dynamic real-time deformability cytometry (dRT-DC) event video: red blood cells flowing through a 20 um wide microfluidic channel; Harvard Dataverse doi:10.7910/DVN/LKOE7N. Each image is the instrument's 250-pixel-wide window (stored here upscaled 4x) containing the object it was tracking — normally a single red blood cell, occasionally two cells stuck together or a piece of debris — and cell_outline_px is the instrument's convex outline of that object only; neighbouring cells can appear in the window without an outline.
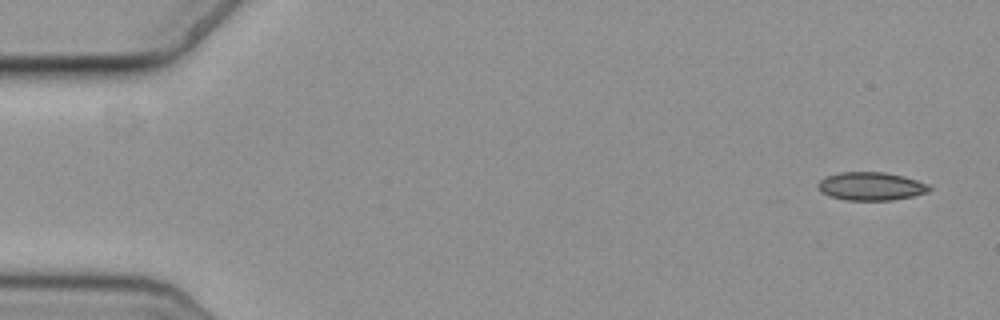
{"species": "common noctule bat (a hibernating species)", "species_latin": "Nyctalus noctula", "temperature_condition": "cold", "stored_images_in_passage": 55, "camera_frame_rate_fps": 3000, "um_per_image_px": 0.085, "animal": {"sex": "female", "body_mass_g": 19.3, "forearm_length_mm": 54.1}, "frame": {"image": 1, "passage_image": 1, "time_ms": 0.0, "image_size_px": [1000, 320], "cell_outline_px": [[932, 188], [928, 192], [912, 196], [892, 200], [848, 200], [832, 196], [820, 192], [820, 180], [828, 176], [840, 172], [884, 172], [904, 176], [928, 184]], "centroid_in_image_um": [74.08, 15.83], "position_along_channel_um": 10.9, "area_um2": 18.03}}
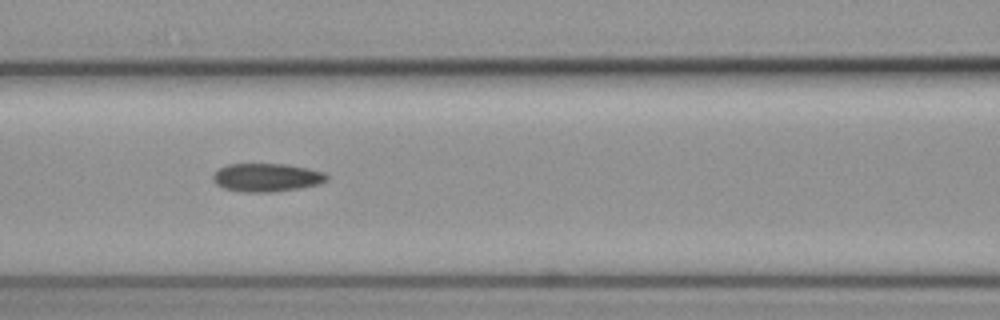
{"frame": {"image": 2, "passage_image": 23, "time_ms": 7.333, "image_size_px": [1000, 320], "cell_outline_px": [[328, 180], [320, 184], [300, 188], [272, 192], [240, 192], [224, 188], [216, 184], [212, 180], [212, 176], [220, 168], [228, 164], [288, 164], [308, 168], [324, 172], [328, 176]], "centroid_in_image_um": [22.68, 15.09], "position_along_channel_um": 143.9, "area_um2": 18.9}}
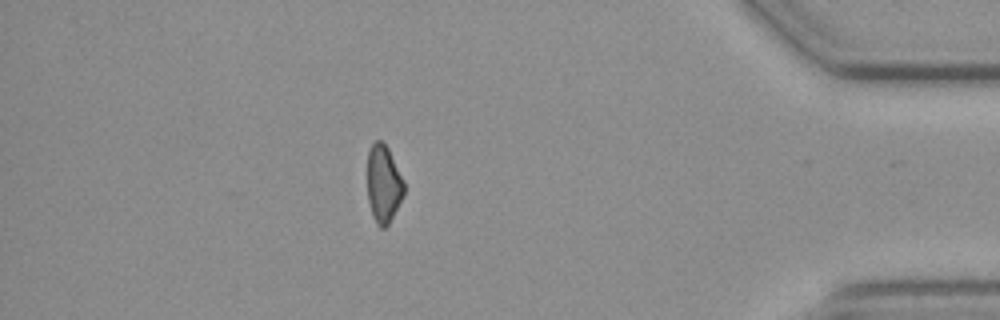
{"frame": {"image": 3, "passage_image": 48, "time_ms": 15.667, "image_size_px": [1000, 320], "cell_outline_px": [[404, 196], [388, 224], [384, 228], [380, 228], [376, 224], [372, 216], [368, 200], [368, 148], [376, 140], [380, 140], [388, 148], [404, 180]], "centroid_in_image_um": [32.6, 15.64], "position_along_channel_um": 402.6, "area_um2": 16.65}, "authors_computed_cell_mechanics": {"area_um2": 18.3226, "velocity_mm_per_s": 3.6522, "shape_relaxation_time_tau1_ms": 10.4072, "shape_relaxation_time_tau2_ms": null, "deformation_change_tau1": 0.1412, "deformation_change_tau2": null}}